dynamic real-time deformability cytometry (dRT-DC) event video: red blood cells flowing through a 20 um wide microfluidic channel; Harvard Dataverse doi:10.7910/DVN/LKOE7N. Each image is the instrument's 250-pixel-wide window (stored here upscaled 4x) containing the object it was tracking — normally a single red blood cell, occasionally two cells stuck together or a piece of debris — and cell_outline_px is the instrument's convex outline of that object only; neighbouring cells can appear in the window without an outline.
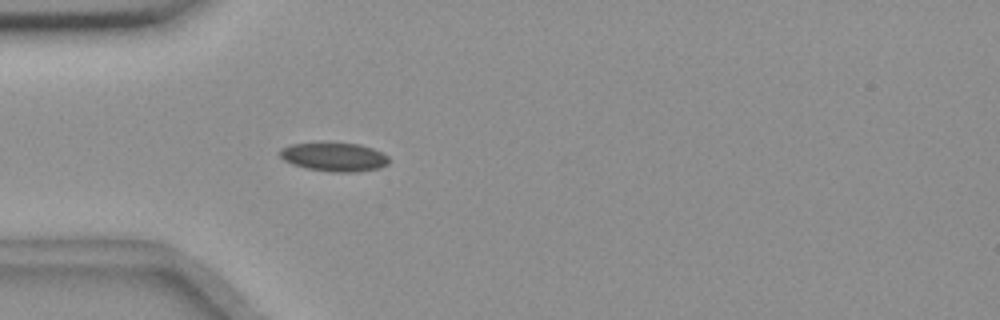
{"species": "common noctule bat (a hibernating species)", "species_latin": "Nyctalus noctula", "temperature_condition": "room temperature", "stored_images_in_passage": 40, "camera_frame_rate_fps": 3000, "um_per_image_px": 0.085, "animal": {"sex": "female", "body_mass_g": 18.4}, "frame": {"image": 1, "passage_image": 1, "time_ms": 0.0, "image_size_px": [1000, 320], "cell_outline_px": [[388, 164], [380, 168], [356, 172], [332, 172], [308, 168], [292, 164], [284, 160], [280, 156], [280, 148], [292, 144], [360, 144], [372, 148], [388, 156]], "centroid_in_image_um": [28.42, 13.36], "position_along_channel_um": 56.6, "area_um2": 17.86}}
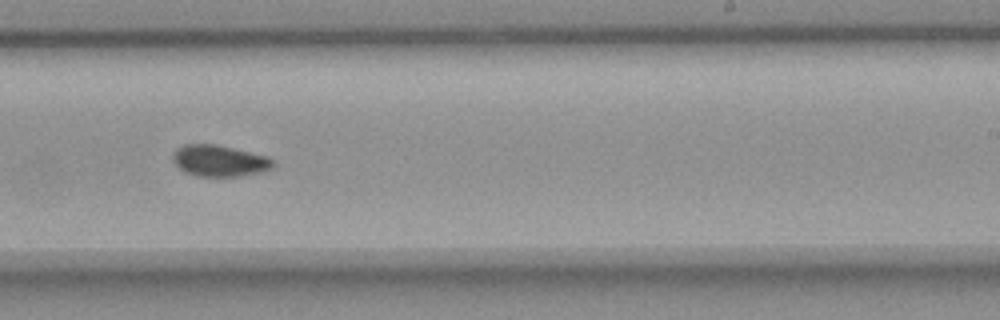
{"frame": {"image": 2, "passage_image": 19, "time_ms": 6.0, "image_size_px": [1000, 320], "cell_outline_px": [[276, 164], [272, 168], [260, 172], [240, 176], [196, 176], [184, 172], [172, 160], [172, 152], [176, 148], [184, 144], [216, 144], [268, 156]], "centroid_in_image_um": [18.63, 13.66], "position_along_channel_um": 270.4, "area_um2": 18.44}}
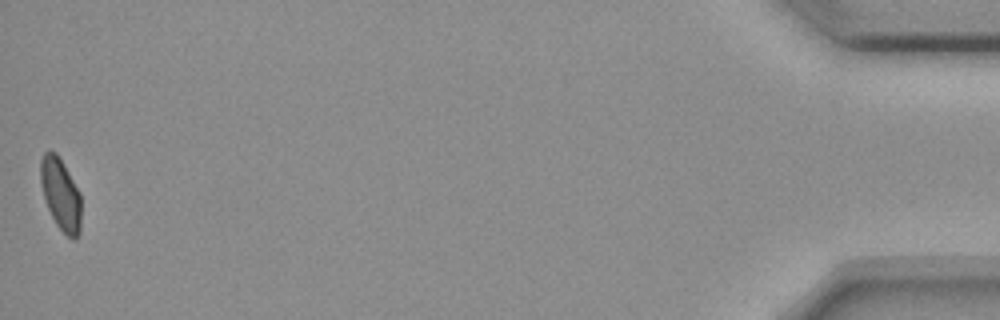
{"frame": {"image": 3, "passage_image": 40, "time_ms": 13.0, "image_size_px": [1000, 320], "cell_outline_px": [[80, 232], [76, 240], [72, 240], [56, 224], [48, 208], [44, 196], [40, 180], [40, 160], [44, 152], [56, 152], [80, 192]], "centroid_in_image_um": [5.16, 16.52], "position_along_channel_um": 430.0, "area_um2": 16.82}, "authors_computed_cell_mechanics": {"area_um2": 17.9758, "velocity_mm_per_s": 3.6579, "shape_relaxation_time_tau1_ms": 11.0686, "shape_relaxation_time_tau2_ms": 2.2573, "deformation_change_tau1": 0.1347, "deformation_change_tau2": 0.0493}}